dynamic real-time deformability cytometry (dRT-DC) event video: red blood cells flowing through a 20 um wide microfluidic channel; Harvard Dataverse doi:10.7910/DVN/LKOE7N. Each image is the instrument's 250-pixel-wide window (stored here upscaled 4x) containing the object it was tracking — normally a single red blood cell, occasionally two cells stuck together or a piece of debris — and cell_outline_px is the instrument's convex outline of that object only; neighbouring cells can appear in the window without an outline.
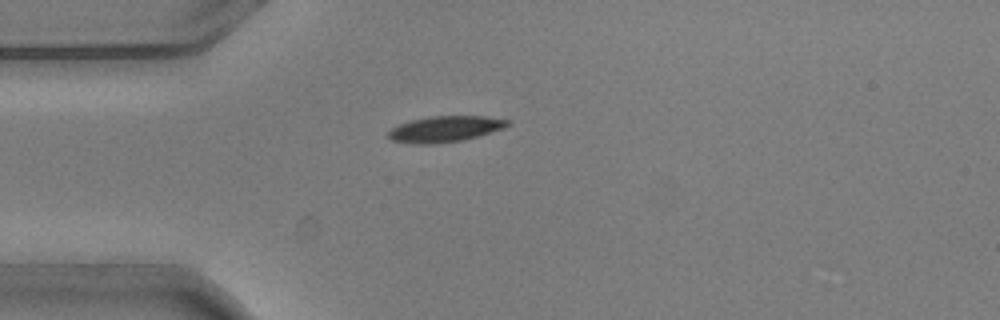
{"species": "common noctule bat (a hibernating species)", "species_latin": "Nyctalus noctula", "temperature_condition": "warm", "stored_images_in_passage": 2, "camera_frame_rate_fps": 3000, "um_per_image_px": 0.085, "animal": {"sex": "male", "body_mass_g": 20.5, "forearm_length_mm": 52.5}, "frame": {"image": 1, "passage_image": 1, "time_ms": 0.0, "image_size_px": [1000, 320], "cell_outline_px": [[512, 124], [504, 128], [476, 136], [460, 140], [432, 144], [416, 144], [392, 140], [388, 136], [388, 132], [392, 128], [400, 124], [412, 120], [432, 116], [484, 116], [512, 120]], "centroid_in_image_um": [37.87, 10.95], "position_along_channel_um": 47.1, "area_um2": 17.8}}